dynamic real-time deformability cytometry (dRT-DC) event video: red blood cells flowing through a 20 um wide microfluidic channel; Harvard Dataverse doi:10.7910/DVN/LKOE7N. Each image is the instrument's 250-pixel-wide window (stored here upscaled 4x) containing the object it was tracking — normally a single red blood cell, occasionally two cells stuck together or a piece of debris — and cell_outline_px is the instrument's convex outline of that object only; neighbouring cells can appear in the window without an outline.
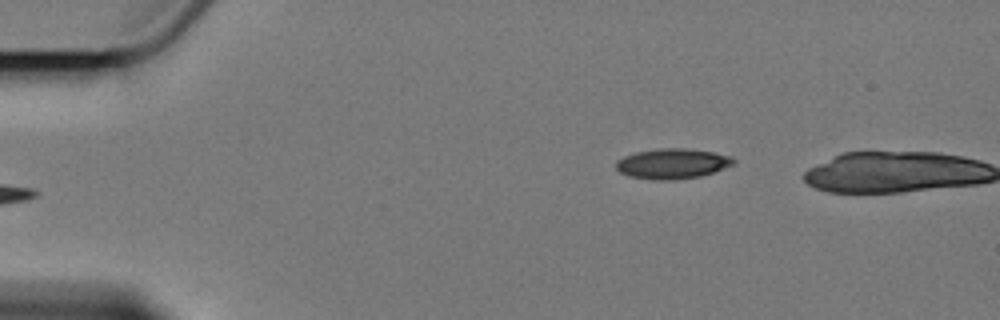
{"species": "Egyptian fruit bat (a non-hibernating species)", "species_latin": "Rousettus aegyptiacus", "temperature_condition": "cold", "stored_images_in_passage": 6, "camera_frame_rate_fps": 3000, "um_per_image_px": 0.085, "animal": {"sex": "female"}, "frame": {"image": 1, "passage_image": 6, "time_ms": 6.0, "image_size_px": [1000, 320], "cell_outline_px": [[736, 164], [700, 176], [676, 180], [652, 180], [628, 176], [620, 172], [616, 168], [616, 160], [624, 156], [636, 152], [660, 148], [684, 148], [712, 152], [732, 156], [736, 160]], "centroid_in_image_um": [57.15, 13.91], "position_along_channel_um": 27.8, "area_um2": 20.81}}